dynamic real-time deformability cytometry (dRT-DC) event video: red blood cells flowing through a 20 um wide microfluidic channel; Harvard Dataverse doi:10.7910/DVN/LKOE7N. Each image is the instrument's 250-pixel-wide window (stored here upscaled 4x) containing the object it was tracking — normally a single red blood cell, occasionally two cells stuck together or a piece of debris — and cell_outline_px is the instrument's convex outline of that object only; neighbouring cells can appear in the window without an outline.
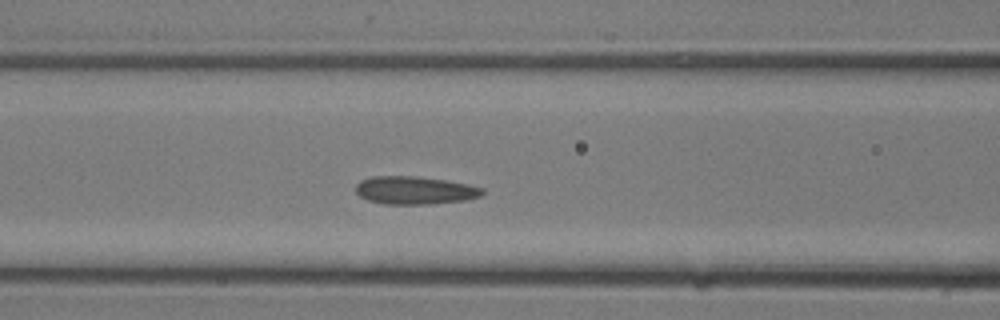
{"species": "common noctule bat (a hibernating species)", "species_latin": "Nyctalus noctula", "temperature_condition": "room temperature", "stored_images_in_passage": 23, "camera_frame_rate_fps": 3000, "um_per_image_px": 0.085, "animal": {"sex": "male", "body_mass_g": 13.3}, "frame": {"image": 1, "passage_image": 8, "time_ms": 2.333, "image_size_px": [1000, 320], "cell_outline_px": [[484, 192], [480, 196], [468, 200], [428, 204], [384, 204], [368, 200], [360, 196], [356, 192], [356, 184], [360, 180], [372, 176], [416, 176], [444, 180], [468, 184], [484, 188]], "centroid_in_image_um": [35.26, 16.17], "position_along_channel_um": 131.3, "area_um2": 20.69}}
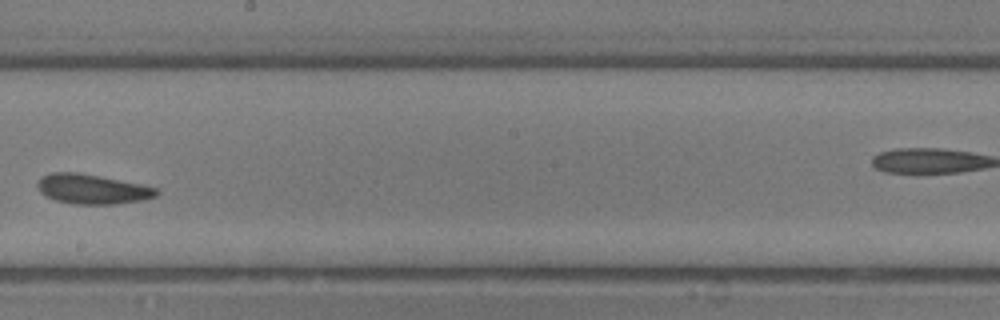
{"frame": {"image": 2, "passage_image": 12, "time_ms": 3.667, "image_size_px": [1000, 320], "cell_outline_px": [[160, 192], [156, 196], [144, 200], [116, 204], [72, 204], [56, 200], [44, 196], [40, 192], [36, 184], [40, 176], [52, 172], [76, 172], [100, 176], [140, 184], [156, 188]], "centroid_in_image_um": [7.81, 16.07], "position_along_channel_um": 240.4, "area_um2": 20.75}}
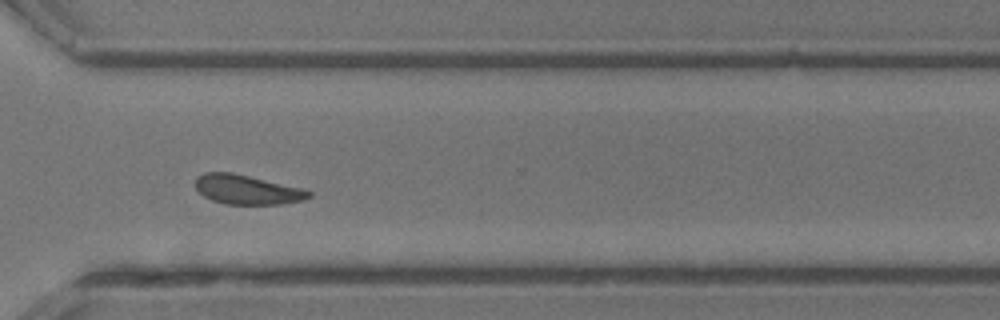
{"frame": {"image": 3, "passage_image": 16, "time_ms": 5.0, "image_size_px": [1000, 320], "cell_outline_px": [[312, 196], [304, 200], [280, 204], [224, 204], [212, 200], [204, 196], [196, 188], [196, 176], [204, 172], [232, 172], [304, 188], [312, 192]], "centroid_in_image_um": [21.02, 16.11], "position_along_channel_um": 349.6, "area_um2": 19.59}}